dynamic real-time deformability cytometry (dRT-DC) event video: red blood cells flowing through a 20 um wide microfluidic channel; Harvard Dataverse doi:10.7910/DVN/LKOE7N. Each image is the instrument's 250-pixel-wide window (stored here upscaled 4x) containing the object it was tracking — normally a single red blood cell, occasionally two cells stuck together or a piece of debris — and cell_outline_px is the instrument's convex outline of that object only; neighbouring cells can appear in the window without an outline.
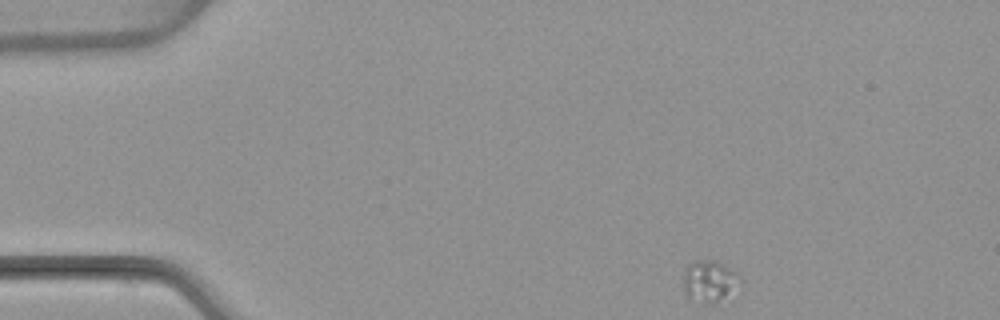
{"species": "common noctule bat (a hibernating species)", "species_latin": "Nyctalus noctula", "temperature_condition": "warm", "stored_images_in_passage": 3, "camera_frame_rate_fps": 3000, "um_per_image_px": 0.085, "animal": {"sex": "female", "body_mass_g": 22.7, "forearm_length_mm": 54.2}, "frame": {"image": 1, "passage_image": 1, "time_ms": 0.0, "image_size_px": [1000, 320], "cell_outline_px": [[740, 280], [724, 296], [712, 304], [688, 300], [684, 296], [684, 272], [688, 264], [696, 260], [716, 260], [736, 272], [740, 276]], "centroid_in_image_um": [60.21, 23.88], "position_along_channel_um": 24.8, "area_um2": 13.47}}